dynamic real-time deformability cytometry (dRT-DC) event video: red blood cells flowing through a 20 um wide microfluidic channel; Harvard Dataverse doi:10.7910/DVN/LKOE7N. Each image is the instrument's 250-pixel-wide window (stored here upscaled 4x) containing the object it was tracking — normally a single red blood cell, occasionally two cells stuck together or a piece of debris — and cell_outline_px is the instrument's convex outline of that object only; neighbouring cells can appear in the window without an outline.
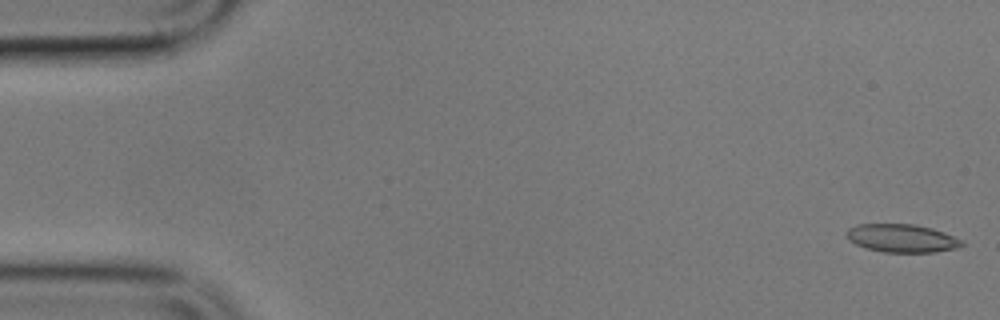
{"species": "common noctule bat (a hibernating species)", "species_latin": "Nyctalus noctula", "temperature_condition": "cold", "stored_images_in_passage": 5, "camera_frame_rate_fps": 3000, "um_per_image_px": 0.085, "animal": {"sex": "male", "body_mass_g": 17.9}, "frame": {"image": 1, "passage_image": 1, "time_ms": 0.0, "image_size_px": [1000, 320], "cell_outline_px": [[964, 244], [956, 248], [936, 252], [884, 252], [864, 248], [848, 240], [844, 232], [848, 228], [856, 224], [916, 224], [932, 228], [944, 232], [964, 240]], "centroid_in_image_um": [76.64, 20.24], "position_along_channel_um": 8.4, "area_um2": 19.19}}
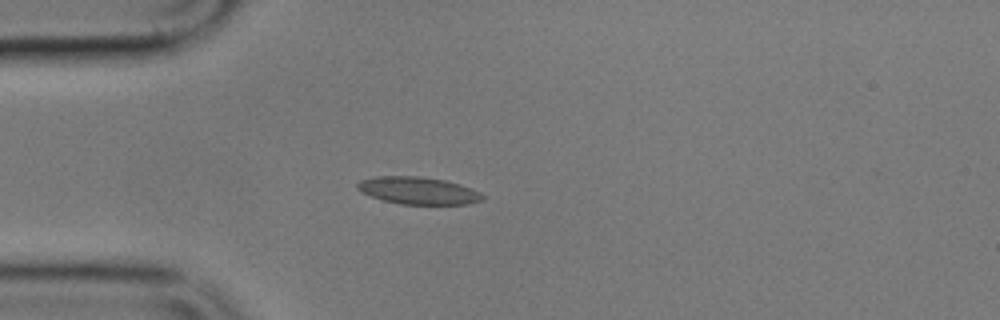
{"frame": {"image": 2, "passage_image": 5, "time_ms": 4.667, "image_size_px": [1000, 320], "cell_outline_px": [[484, 200], [468, 204], [400, 204], [384, 200], [372, 196], [356, 188], [356, 184], [360, 180], [376, 176], [416, 176], [444, 180], [460, 184], [480, 192], [484, 196]], "centroid_in_image_um": [35.56, 16.2], "position_along_channel_um": 49.4, "area_um2": 19.77}}